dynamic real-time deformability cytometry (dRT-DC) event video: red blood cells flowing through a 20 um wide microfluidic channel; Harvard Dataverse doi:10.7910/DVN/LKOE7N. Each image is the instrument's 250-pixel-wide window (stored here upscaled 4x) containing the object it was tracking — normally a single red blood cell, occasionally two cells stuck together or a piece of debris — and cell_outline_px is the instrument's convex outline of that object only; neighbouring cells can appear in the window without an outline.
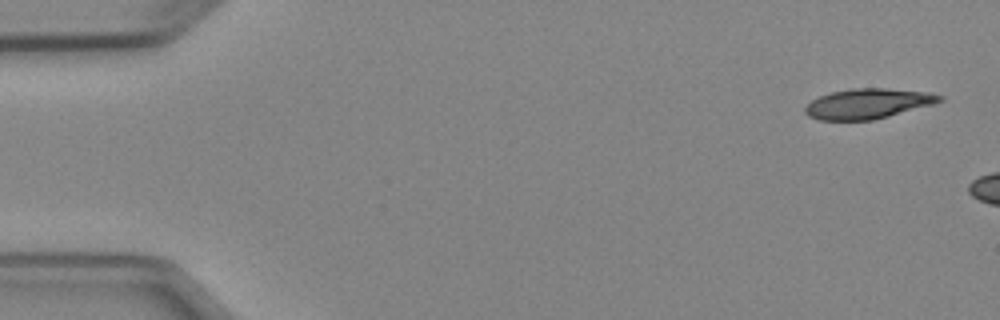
{"species": "Egyptian fruit bat (a non-hibernating species)", "species_latin": "Rousettus aegyptiacus", "temperature_condition": "cold", "stored_images_in_passage": 2, "camera_frame_rate_fps": 3000, "um_per_image_px": 0.085, "animal": {"sex": "female"}, "frame": {"image": 1, "passage_image": 1, "time_ms": 0.0, "image_size_px": [1000, 320], "cell_outline_px": [[944, 100], [936, 104], [872, 120], [820, 120], [808, 116], [804, 112], [804, 108], [812, 100], [820, 96], [832, 92], [852, 88], [884, 88], [928, 92], [944, 96]], "centroid_in_image_um": [73.81, 8.81], "position_along_channel_um": 11.2, "area_um2": 23.64}}